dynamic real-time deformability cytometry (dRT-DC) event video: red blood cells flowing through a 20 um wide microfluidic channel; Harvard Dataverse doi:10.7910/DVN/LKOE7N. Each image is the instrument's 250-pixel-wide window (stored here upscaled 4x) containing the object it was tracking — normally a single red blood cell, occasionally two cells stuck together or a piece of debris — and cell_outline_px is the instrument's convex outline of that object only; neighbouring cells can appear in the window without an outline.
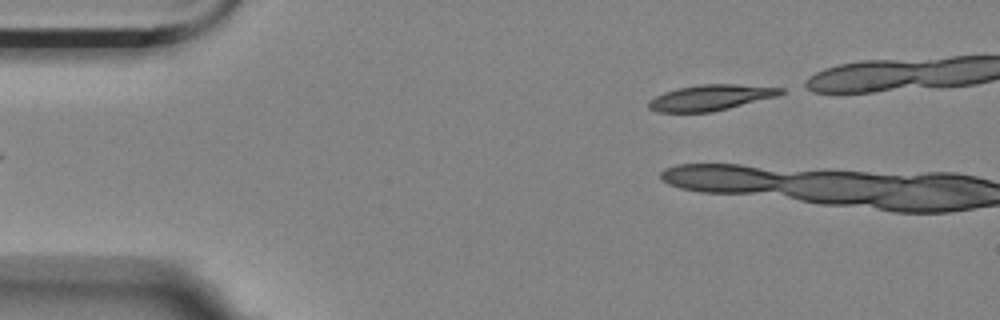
{"species": "Egyptian fruit bat (a non-hibernating species)", "species_latin": "Rousettus aegyptiacus", "temperature_condition": "room temperature", "stored_images_in_passage": 5, "camera_frame_rate_fps": 3000, "um_per_image_px": 0.085, "animal": {"sex": "female"}, "frame": {"image": 1, "passage_image": 5, "time_ms": 1.333, "image_size_px": [1000, 320], "cell_outline_px": [[784, 92], [776, 96], [712, 112], [656, 112], [648, 108], [648, 100], [664, 92], [680, 88], [700, 84], [736, 84], [784, 88]], "centroid_in_image_um": [60.36, 8.3], "position_along_channel_um": 24.6, "area_um2": 19.59}}